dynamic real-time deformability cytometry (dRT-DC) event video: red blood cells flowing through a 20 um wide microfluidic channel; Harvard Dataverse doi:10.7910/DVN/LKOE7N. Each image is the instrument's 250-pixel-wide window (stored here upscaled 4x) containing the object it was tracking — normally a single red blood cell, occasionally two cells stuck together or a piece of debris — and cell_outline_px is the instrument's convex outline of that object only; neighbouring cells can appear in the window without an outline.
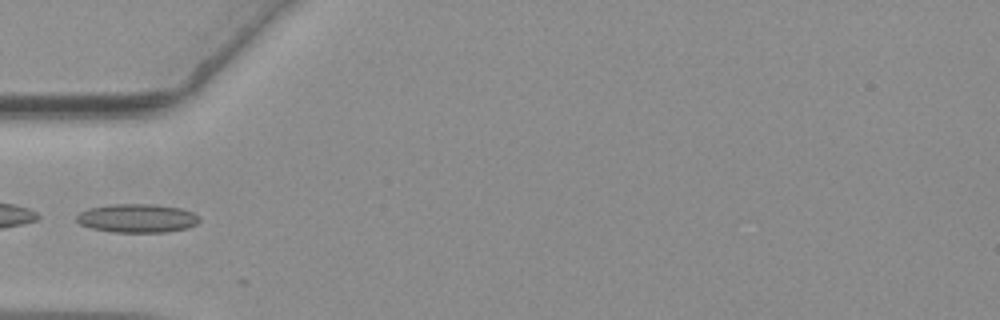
{"species": "common noctule bat (a hibernating species)", "species_latin": "Nyctalus noctula", "temperature_condition": "warm", "stored_images_in_passage": 19, "camera_frame_rate_fps": 3000, "um_per_image_px": 0.085, "animal": {"sex": "female", "body_mass_g": 19.3, "forearm_length_mm": 54.1}, "frame": {"image": 1, "passage_image": 1, "time_ms": 0.0, "image_size_px": [1000, 320], "cell_outline_px": [[200, 220], [196, 224], [188, 228], [168, 232], [112, 232], [92, 228], [80, 224], [76, 220], [76, 216], [80, 212], [88, 208], [112, 204], [156, 204], [180, 208], [192, 212], [200, 216]], "centroid_in_image_um": [11.68, 18.55], "position_along_channel_um": 73.3, "area_um2": 20.63}}
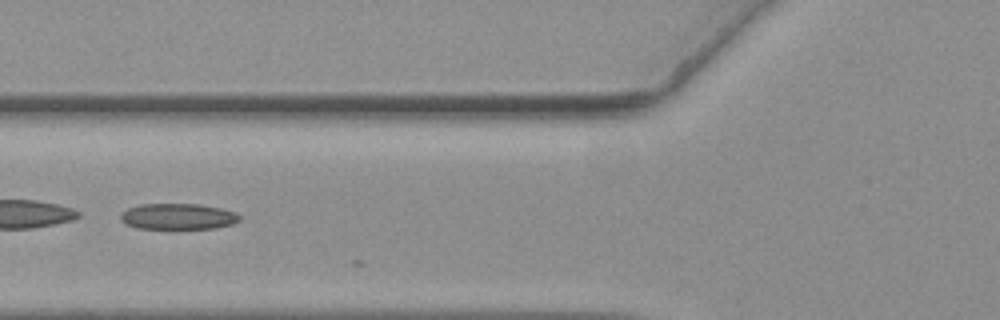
{"frame": {"image": 2, "passage_image": 4, "time_ms": 1.0, "image_size_px": [1000, 320], "cell_outline_px": [[240, 220], [232, 224], [216, 228], [136, 228], [120, 220], [120, 212], [128, 208], [140, 204], [200, 204], [220, 208], [236, 212], [240, 216]], "centroid_in_image_um": [15.12, 18.39], "position_along_channel_um": 110.7, "area_um2": 17.98}}